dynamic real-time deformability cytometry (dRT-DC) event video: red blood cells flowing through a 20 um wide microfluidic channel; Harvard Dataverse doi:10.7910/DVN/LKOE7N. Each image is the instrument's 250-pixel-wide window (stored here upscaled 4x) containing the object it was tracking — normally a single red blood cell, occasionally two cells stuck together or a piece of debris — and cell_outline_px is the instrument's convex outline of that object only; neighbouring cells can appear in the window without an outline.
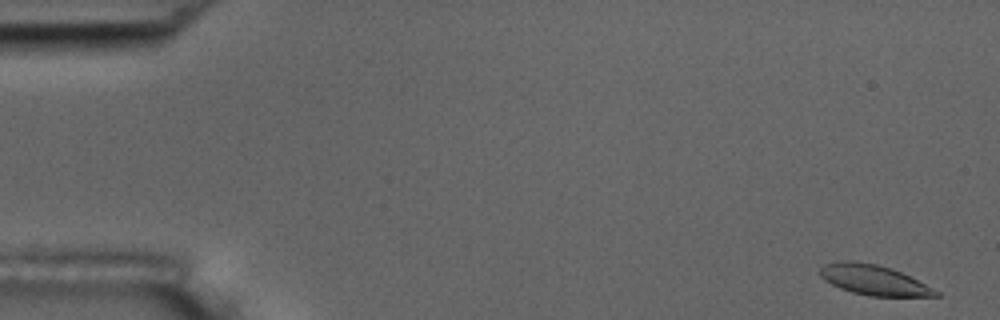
{"species": "common noctule bat (a hibernating species)", "species_latin": "Nyctalus noctula", "temperature_condition": "room temperature", "stored_images_in_passage": 56, "camera_frame_rate_fps": 3000, "um_per_image_px": 0.085, "animal": {"sex": "male", "body_mass_g": 17.5, "forearm_length_mm": 52.3}, "frame": {"image": 1, "passage_image": 2, "time_ms": 0.333, "image_size_px": [1000, 320], "cell_outline_px": [[940, 296], [868, 296], [852, 292], [840, 288], [824, 280], [820, 276], [820, 268], [824, 264], [840, 260], [856, 260], [876, 264], [900, 272], [940, 292]], "centroid_in_image_um": [74.2, 23.79], "position_along_channel_um": 10.8, "area_um2": 20.11}}
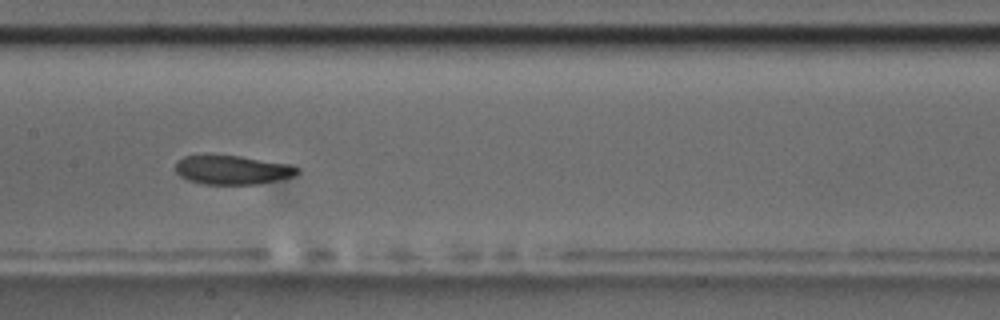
{"frame": {"image": 2, "passage_image": 28, "time_ms": 9.0, "image_size_px": [1000, 320], "cell_outline_px": [[300, 172], [292, 176], [276, 180], [256, 184], [204, 184], [188, 180], [180, 176], [176, 172], [176, 160], [184, 156], [240, 156], [288, 164], [300, 168]], "centroid_in_image_um": [19.74, 14.45], "position_along_channel_um": 187.7, "area_um2": 20.29}}
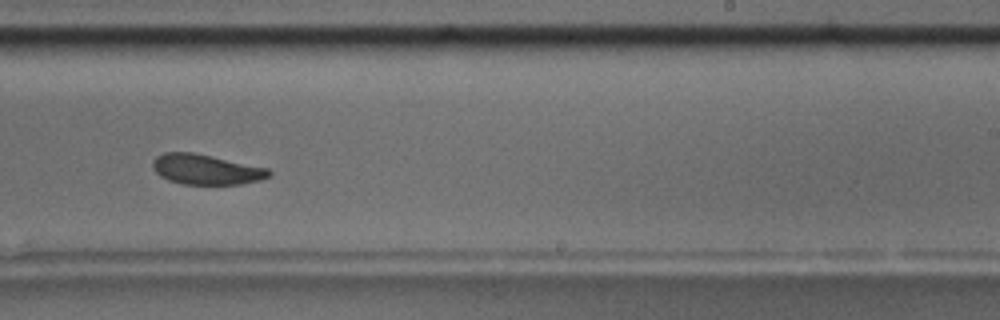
{"frame": {"image": 3, "passage_image": 35, "time_ms": 11.333, "image_size_px": [1000, 320], "cell_outline_px": [[272, 176], [260, 180], [240, 184], [180, 184], [168, 180], [160, 176], [152, 168], [152, 160], [156, 156], [164, 152], [192, 152], [212, 156], [268, 168], [272, 172]], "centroid_in_image_um": [17.5, 14.4], "position_along_channel_um": 271.5, "area_um2": 20.58}, "authors_computed_cell_mechanics": {"area_um2": 21.2415, "velocity_mm_per_s": 3.5981, "shape_relaxation_time_tau1_ms": null, "shape_relaxation_time_tau2_ms": 3.2051, "deformation_change_tau1": null, "deformation_change_tau2": 0.0823}}